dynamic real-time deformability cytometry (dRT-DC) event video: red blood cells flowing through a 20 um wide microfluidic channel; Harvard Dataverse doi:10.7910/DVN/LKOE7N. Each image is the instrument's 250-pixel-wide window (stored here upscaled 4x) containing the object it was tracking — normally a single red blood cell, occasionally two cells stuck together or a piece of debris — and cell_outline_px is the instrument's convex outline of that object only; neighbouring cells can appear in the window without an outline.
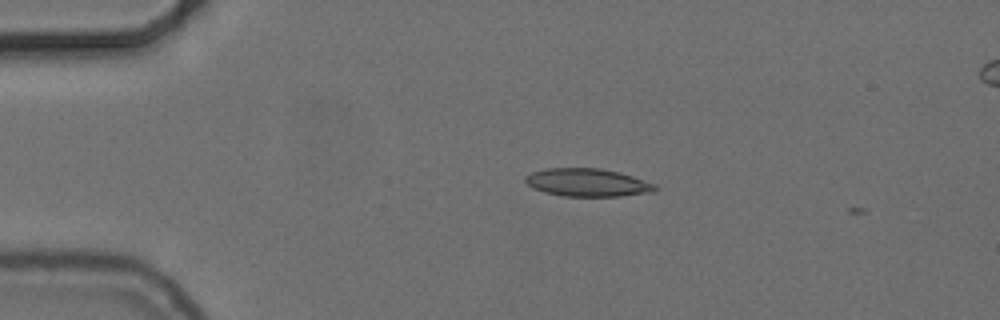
{"species": "common noctule bat (a hibernating species)", "species_latin": "Nyctalus noctula", "temperature_condition": "cold", "stored_images_in_passage": 2, "camera_frame_rate_fps": 3000, "um_per_image_px": 0.085, "animal": {"sex": "female", "body_mass_g": 24.6, "forearm_length_mm": 56.2}, "frame": {"image": 1, "passage_image": 1, "time_ms": 0.0, "image_size_px": [1000, 320], "cell_outline_px": [[656, 188], [652, 192], [620, 196], [564, 196], [544, 192], [528, 184], [524, 180], [524, 176], [532, 172], [544, 168], [600, 168], [620, 172], [656, 184]], "centroid_in_image_um": [49.92, 15.5], "position_along_channel_um": 35.1, "area_um2": 21.04}}